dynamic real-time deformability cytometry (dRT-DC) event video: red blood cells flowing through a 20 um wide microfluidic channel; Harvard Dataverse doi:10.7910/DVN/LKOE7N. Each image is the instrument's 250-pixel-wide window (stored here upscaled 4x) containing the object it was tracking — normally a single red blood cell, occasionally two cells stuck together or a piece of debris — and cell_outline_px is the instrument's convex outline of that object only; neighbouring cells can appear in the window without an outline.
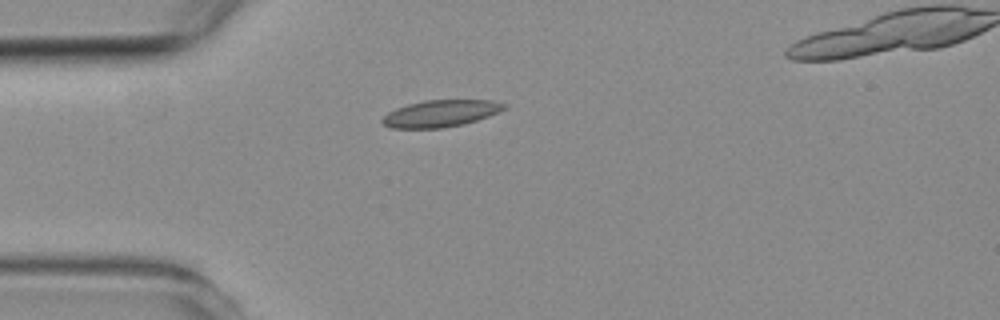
{"species": "common noctule bat (a hibernating species)", "species_latin": "Nyctalus noctula", "temperature_condition": "room temperature", "stored_images_in_passage": 3, "camera_frame_rate_fps": 3000, "um_per_image_px": 0.085, "animal": {"sex": "female", "body_mass_g": 19.3, "forearm_length_mm": 54.1}, "frame": {"image": 1, "passage_image": 3, "time_ms": 2.333, "image_size_px": [1000, 320], "cell_outline_px": [[508, 108], [488, 116], [464, 124], [440, 128], [392, 128], [384, 124], [380, 120], [388, 112], [396, 108], [408, 104], [424, 100], [492, 100], [508, 104]], "centroid_in_image_um": [37.48, 9.63], "position_along_channel_um": 47.5, "area_um2": 19.07}}